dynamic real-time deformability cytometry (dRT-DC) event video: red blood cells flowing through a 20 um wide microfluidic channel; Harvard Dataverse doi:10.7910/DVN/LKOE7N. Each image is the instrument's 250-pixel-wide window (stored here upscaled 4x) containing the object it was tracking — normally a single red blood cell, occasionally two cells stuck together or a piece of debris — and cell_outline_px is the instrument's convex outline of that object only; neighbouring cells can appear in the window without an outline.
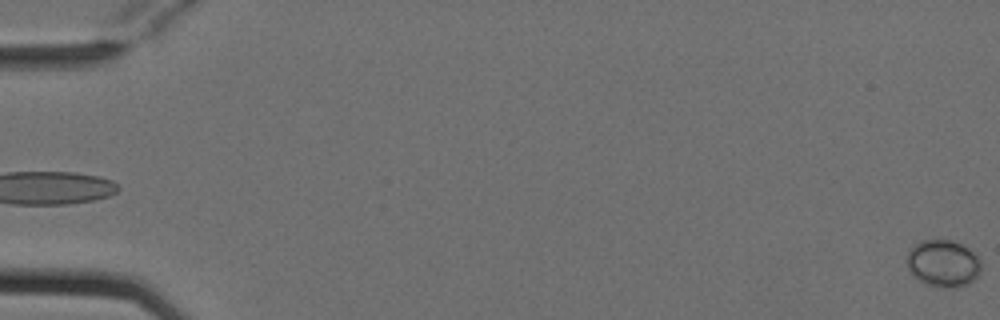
{"species": "Egyptian fruit bat (a non-hibernating species)", "species_latin": "Rousettus aegyptiacus", "temperature_condition": "cold", "stored_images_in_passage": 4, "camera_frame_rate_fps": 3000, "um_per_image_px": 0.085, "animal": {"sex": "female"}, "frame": {"image": 1, "passage_image": 4, "time_ms": 1.0, "image_size_px": [1000, 320], "cell_outline_px": [[980, 272], [968, 284], [956, 288], [940, 288], [924, 284], [912, 276], [908, 268], [908, 248], [912, 244], [920, 240], [952, 240], [976, 252], [980, 260]], "centroid_in_image_um": [80.14, 22.39], "position_along_channel_um": 4.9, "area_um2": 20.75}}